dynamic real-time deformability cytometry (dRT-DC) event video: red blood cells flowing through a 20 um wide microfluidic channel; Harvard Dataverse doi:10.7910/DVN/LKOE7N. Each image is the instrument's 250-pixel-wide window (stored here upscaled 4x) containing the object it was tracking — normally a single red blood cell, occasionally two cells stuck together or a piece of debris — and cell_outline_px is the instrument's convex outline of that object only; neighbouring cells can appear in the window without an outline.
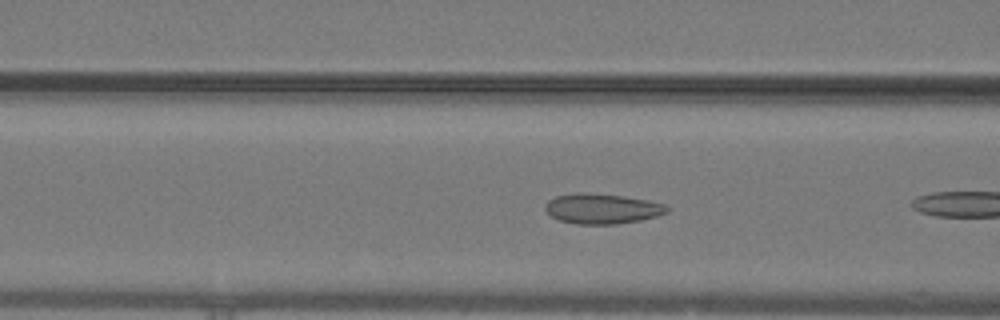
{"species": "common noctule bat (a hibernating species)", "species_latin": "Nyctalus noctula", "temperature_condition": "warm", "stored_images_in_passage": 7, "camera_frame_rate_fps": 3000, "um_per_image_px": 0.085, "animal": {"sex": "male", "body_mass_g": 19.2, "forearm_length_mm": 51.8}, "frame": {"image": 1, "passage_image": 6, "time_ms": 1.667, "image_size_px": [1000, 320], "cell_outline_px": [[668, 212], [656, 216], [640, 220], [616, 224], [576, 224], [560, 220], [552, 216], [544, 208], [548, 200], [556, 196], [584, 192], [624, 196], [648, 200], [664, 204], [668, 208]], "centroid_in_image_um": [51.18, 17.74], "position_along_channel_um": 115.4, "area_um2": 21.21}}